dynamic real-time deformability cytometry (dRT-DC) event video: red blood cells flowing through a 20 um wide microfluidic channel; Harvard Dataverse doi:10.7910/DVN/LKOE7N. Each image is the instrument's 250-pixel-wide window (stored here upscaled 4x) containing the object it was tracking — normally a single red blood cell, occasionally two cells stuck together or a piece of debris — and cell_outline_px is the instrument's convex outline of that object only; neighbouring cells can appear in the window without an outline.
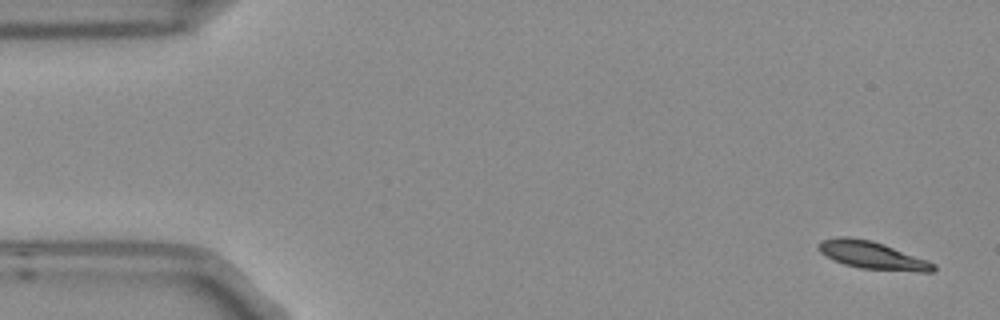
{"species": "Egyptian fruit bat (a non-hibernating species)", "species_latin": "Rousettus aegyptiacus", "temperature_condition": "room temperature", "stored_images_in_passage": 5, "camera_frame_rate_fps": 3000, "um_per_image_px": 0.085, "frame": {"image": 1, "passage_image": 1, "time_ms": 0.0, "image_size_px": [1000, 320], "cell_outline_px": [[936, 268], [932, 272], [916, 272], [860, 268], [844, 264], [832, 260], [820, 252], [820, 244], [824, 240], [840, 236], [844, 236], [868, 240], [884, 244], [928, 260], [936, 264]], "centroid_in_image_um": [74.2, 21.72], "position_along_channel_um": 10.8, "area_um2": 18.32}}
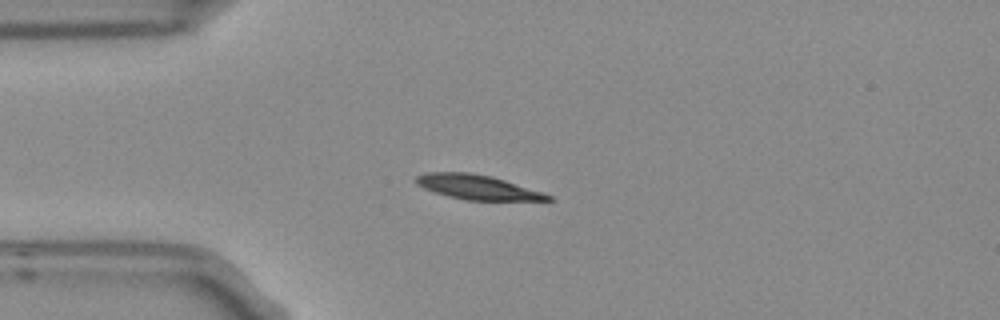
{"frame": {"image": 2, "passage_image": 4, "time_ms": 1.0, "image_size_px": [1000, 320], "cell_outline_px": [[556, 200], [464, 200], [448, 196], [424, 188], [416, 184], [412, 180], [416, 176], [424, 172], [468, 172], [492, 176], [544, 192], [552, 196]], "centroid_in_image_um": [40.56, 15.9], "position_along_channel_um": 44.4, "area_um2": 19.02}}